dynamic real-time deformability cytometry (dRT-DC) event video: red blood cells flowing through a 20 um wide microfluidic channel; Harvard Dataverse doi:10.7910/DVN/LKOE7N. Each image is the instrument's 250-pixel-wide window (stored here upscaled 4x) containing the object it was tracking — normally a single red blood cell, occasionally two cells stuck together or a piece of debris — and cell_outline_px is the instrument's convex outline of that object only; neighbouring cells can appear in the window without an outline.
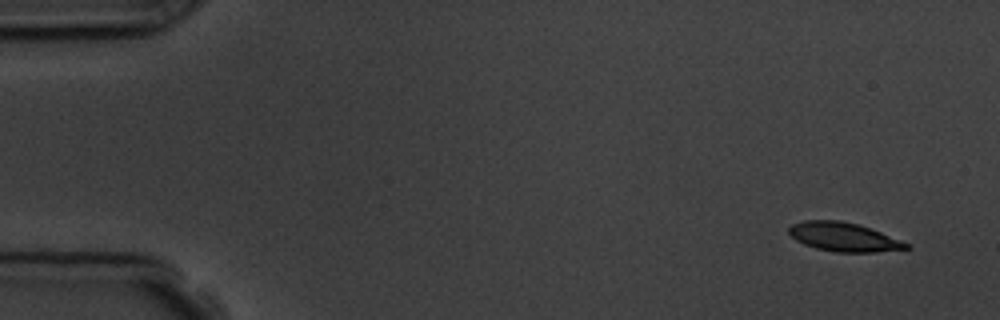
{"species": "common noctule bat (a hibernating species)", "species_latin": "Nyctalus noctula", "temperature_condition": "room temperature", "stored_images_in_passage": 4, "camera_frame_rate_fps": 3000, "um_per_image_px": 0.085, "animal": {"sex": "male", "body_mass_g": 19.5, "forearm_length_mm": 54.6}, "frame": {"image": 1, "passage_image": 1, "time_ms": 0.0, "image_size_px": [1000, 320], "cell_outline_px": [[912, 248], [876, 252], [836, 252], [816, 248], [804, 244], [796, 240], [788, 232], [788, 228], [792, 224], [804, 220], [840, 220], [856, 224], [880, 232], [912, 244]], "centroid_in_image_um": [71.73, 20.15], "position_along_channel_um": 13.3, "area_um2": 19.71}}
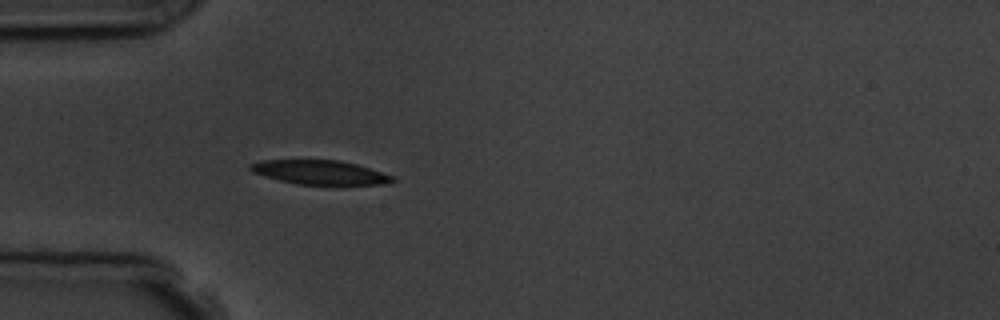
{"frame": {"image": 2, "passage_image": 4, "time_ms": 4.333, "image_size_px": [1000, 320], "cell_outline_px": [[396, 180], [384, 184], [296, 184], [280, 180], [252, 172], [248, 168], [248, 164], [260, 160], [340, 160], [356, 164], [396, 176]], "centroid_in_image_um": [27.19, 14.64], "position_along_channel_um": 57.8, "area_um2": 19.94}}